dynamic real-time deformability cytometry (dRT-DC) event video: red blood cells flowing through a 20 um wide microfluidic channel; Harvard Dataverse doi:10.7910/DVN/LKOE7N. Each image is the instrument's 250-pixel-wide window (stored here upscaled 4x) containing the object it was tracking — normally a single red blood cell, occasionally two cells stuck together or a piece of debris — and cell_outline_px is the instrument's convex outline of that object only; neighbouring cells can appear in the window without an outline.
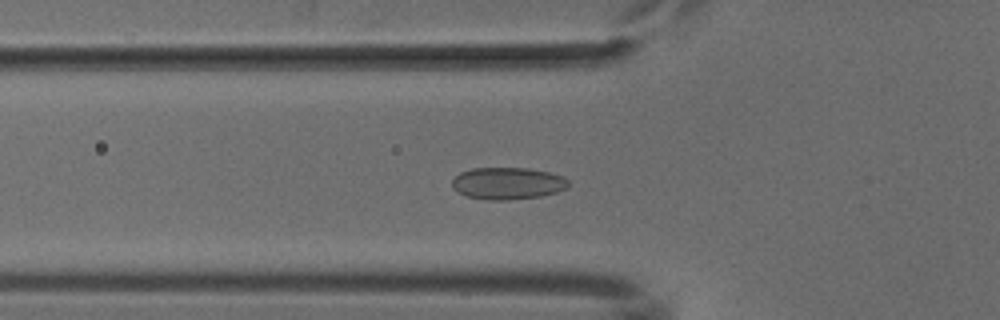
{"species": "common noctule bat (a hibernating species)", "species_latin": "Nyctalus noctula", "temperature_condition": "cold", "stored_images_in_passage": 51, "camera_frame_rate_fps": 3000, "um_per_image_px": 0.085, "animal": {"sex": "male", "body_mass_g": 18.8}, "frame": {"image": 1, "passage_image": 18, "time_ms": 5.667, "image_size_px": [1000, 320], "cell_outline_px": [[568, 188], [556, 192], [540, 196], [508, 200], [488, 200], [468, 196], [456, 192], [452, 188], [452, 180], [460, 172], [472, 168], [528, 168], [548, 172], [564, 176], [568, 180]], "centroid_in_image_um": [43.14, 15.58], "position_along_channel_um": 82.7, "area_um2": 21.79}}
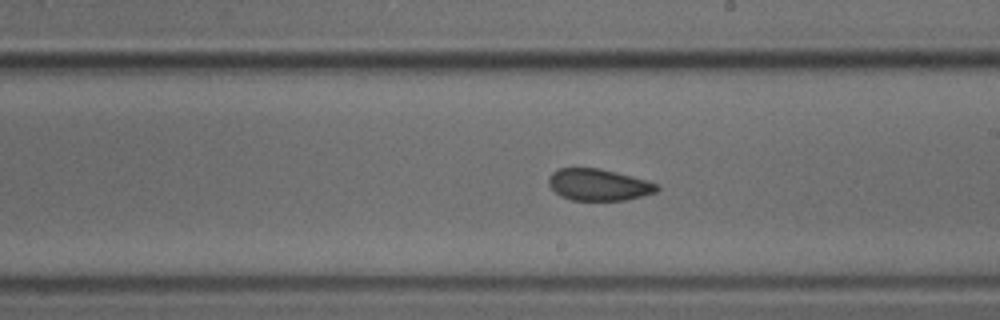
{"frame": {"image": 2, "passage_image": 30, "time_ms": 9.667, "image_size_px": [1000, 320], "cell_outline_px": [[660, 188], [656, 192], [624, 200], [572, 200], [560, 196], [548, 184], [548, 176], [552, 172], [560, 168], [600, 168], [616, 172], [660, 184]], "centroid_in_image_um": [50.87, 15.7], "position_along_channel_um": 238.1, "area_um2": 19.94}}
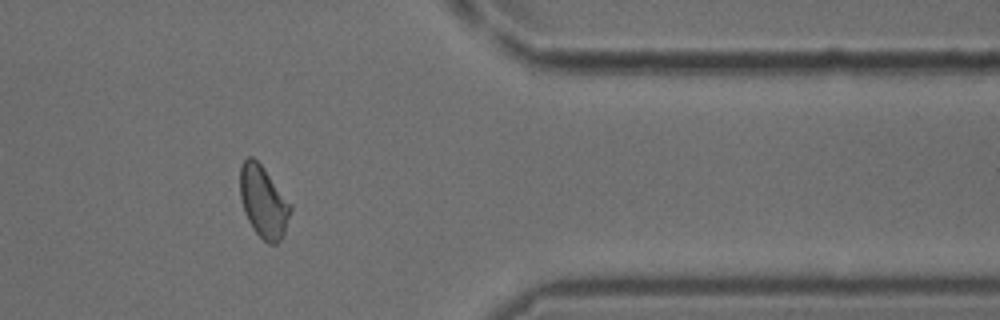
{"frame": {"image": 3, "passage_image": 43, "time_ms": 14.0, "image_size_px": [1000, 320], "cell_outline_px": [[292, 208], [284, 232], [280, 240], [276, 244], [268, 244], [252, 228], [244, 212], [240, 196], [240, 168], [244, 160], [248, 156], [252, 156], [260, 164], [292, 204]], "centroid_in_image_um": [22.39, 17.16], "position_along_channel_um": 389.0, "area_um2": 20.92}}